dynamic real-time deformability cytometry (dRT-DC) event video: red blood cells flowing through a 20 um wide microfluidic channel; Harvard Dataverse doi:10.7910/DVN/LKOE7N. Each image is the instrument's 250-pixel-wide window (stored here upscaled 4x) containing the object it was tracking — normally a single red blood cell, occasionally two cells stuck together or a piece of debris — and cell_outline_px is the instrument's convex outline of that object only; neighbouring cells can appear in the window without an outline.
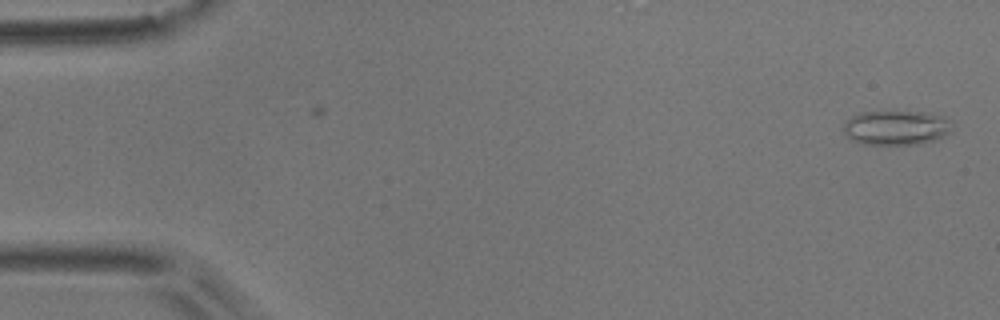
{"species": "common noctule bat (a hibernating species)", "species_latin": "Nyctalus noctula", "temperature_condition": "room temperature", "stored_images_in_passage": 5, "camera_frame_rate_fps": 3000, "um_per_image_px": 0.085, "animal": {"sex": "male", "body_mass_g": 17.9}, "frame": {"image": 1, "passage_image": 1, "time_ms": 0.0, "image_size_px": [1000, 320], "cell_outline_px": [[948, 132], [944, 136], [936, 140], [920, 144], [864, 144], [852, 140], [844, 132], [844, 120], [860, 112], [924, 112], [944, 116], [948, 120]], "centroid_in_image_um": [76.13, 10.86], "position_along_channel_um": 8.9, "area_um2": 21.62}}